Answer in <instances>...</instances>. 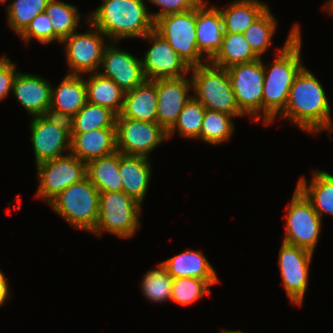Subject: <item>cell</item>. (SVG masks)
Listing matches in <instances>:
<instances>
[{"mask_svg": "<svg viewBox=\"0 0 333 333\" xmlns=\"http://www.w3.org/2000/svg\"><path fill=\"white\" fill-rule=\"evenodd\" d=\"M203 1L196 8V41L199 53L210 62L222 47L224 24L220 9Z\"/></svg>", "mask_w": 333, "mask_h": 333, "instance_id": "obj_19", "label": "cell"}, {"mask_svg": "<svg viewBox=\"0 0 333 333\" xmlns=\"http://www.w3.org/2000/svg\"><path fill=\"white\" fill-rule=\"evenodd\" d=\"M16 64L8 57H0V101L12 92L13 82L18 73Z\"/></svg>", "mask_w": 333, "mask_h": 333, "instance_id": "obj_40", "label": "cell"}, {"mask_svg": "<svg viewBox=\"0 0 333 333\" xmlns=\"http://www.w3.org/2000/svg\"><path fill=\"white\" fill-rule=\"evenodd\" d=\"M160 263L173 279L199 278L206 280L211 286L219 282L214 267L199 250H185Z\"/></svg>", "mask_w": 333, "mask_h": 333, "instance_id": "obj_23", "label": "cell"}, {"mask_svg": "<svg viewBox=\"0 0 333 333\" xmlns=\"http://www.w3.org/2000/svg\"><path fill=\"white\" fill-rule=\"evenodd\" d=\"M144 0H102L88 16V22L106 36V40L143 38L154 30V20Z\"/></svg>", "mask_w": 333, "mask_h": 333, "instance_id": "obj_3", "label": "cell"}, {"mask_svg": "<svg viewBox=\"0 0 333 333\" xmlns=\"http://www.w3.org/2000/svg\"><path fill=\"white\" fill-rule=\"evenodd\" d=\"M324 7V10L326 9L327 11V13L329 14V15H333V0H328V1H326V3H325V6H323Z\"/></svg>", "mask_w": 333, "mask_h": 333, "instance_id": "obj_42", "label": "cell"}, {"mask_svg": "<svg viewBox=\"0 0 333 333\" xmlns=\"http://www.w3.org/2000/svg\"><path fill=\"white\" fill-rule=\"evenodd\" d=\"M211 285L204 279L182 277L173 279L171 298L172 302L182 306L192 305L203 298L205 294H210Z\"/></svg>", "mask_w": 333, "mask_h": 333, "instance_id": "obj_37", "label": "cell"}, {"mask_svg": "<svg viewBox=\"0 0 333 333\" xmlns=\"http://www.w3.org/2000/svg\"><path fill=\"white\" fill-rule=\"evenodd\" d=\"M98 219L93 235L101 237L104 231L121 239H129L141 228V207L123 191L100 192Z\"/></svg>", "mask_w": 333, "mask_h": 333, "instance_id": "obj_5", "label": "cell"}, {"mask_svg": "<svg viewBox=\"0 0 333 333\" xmlns=\"http://www.w3.org/2000/svg\"><path fill=\"white\" fill-rule=\"evenodd\" d=\"M205 107L193 96L183 107L174 125L167 131L168 140L178 132L182 138L200 139ZM176 131V132H175Z\"/></svg>", "mask_w": 333, "mask_h": 333, "instance_id": "obj_34", "label": "cell"}, {"mask_svg": "<svg viewBox=\"0 0 333 333\" xmlns=\"http://www.w3.org/2000/svg\"><path fill=\"white\" fill-rule=\"evenodd\" d=\"M313 252L282 242L279 268L286 295L294 305L302 306L308 287Z\"/></svg>", "mask_w": 333, "mask_h": 333, "instance_id": "obj_14", "label": "cell"}, {"mask_svg": "<svg viewBox=\"0 0 333 333\" xmlns=\"http://www.w3.org/2000/svg\"><path fill=\"white\" fill-rule=\"evenodd\" d=\"M277 28V21L268 8L243 33L250 48L259 58L271 47Z\"/></svg>", "mask_w": 333, "mask_h": 333, "instance_id": "obj_33", "label": "cell"}, {"mask_svg": "<svg viewBox=\"0 0 333 333\" xmlns=\"http://www.w3.org/2000/svg\"><path fill=\"white\" fill-rule=\"evenodd\" d=\"M161 8V11L154 12L151 15L154 22L164 15L180 13L197 8L204 0H147Z\"/></svg>", "mask_w": 333, "mask_h": 333, "instance_id": "obj_39", "label": "cell"}, {"mask_svg": "<svg viewBox=\"0 0 333 333\" xmlns=\"http://www.w3.org/2000/svg\"><path fill=\"white\" fill-rule=\"evenodd\" d=\"M193 97L206 109L245 116L239 109L226 68L211 62L190 68Z\"/></svg>", "mask_w": 333, "mask_h": 333, "instance_id": "obj_4", "label": "cell"}, {"mask_svg": "<svg viewBox=\"0 0 333 333\" xmlns=\"http://www.w3.org/2000/svg\"><path fill=\"white\" fill-rule=\"evenodd\" d=\"M51 90L52 84L48 79L19 70L12 87L15 98L32 117L49 115Z\"/></svg>", "mask_w": 333, "mask_h": 333, "instance_id": "obj_18", "label": "cell"}, {"mask_svg": "<svg viewBox=\"0 0 333 333\" xmlns=\"http://www.w3.org/2000/svg\"><path fill=\"white\" fill-rule=\"evenodd\" d=\"M70 153L87 163L117 151L116 128H101L84 133H70Z\"/></svg>", "mask_w": 333, "mask_h": 333, "instance_id": "obj_22", "label": "cell"}, {"mask_svg": "<svg viewBox=\"0 0 333 333\" xmlns=\"http://www.w3.org/2000/svg\"><path fill=\"white\" fill-rule=\"evenodd\" d=\"M116 147L124 155L145 156L168 139L167 131L157 122L116 118Z\"/></svg>", "mask_w": 333, "mask_h": 333, "instance_id": "obj_13", "label": "cell"}, {"mask_svg": "<svg viewBox=\"0 0 333 333\" xmlns=\"http://www.w3.org/2000/svg\"><path fill=\"white\" fill-rule=\"evenodd\" d=\"M268 5L260 0H234L220 9L225 33L243 34L261 16Z\"/></svg>", "mask_w": 333, "mask_h": 333, "instance_id": "obj_26", "label": "cell"}, {"mask_svg": "<svg viewBox=\"0 0 333 333\" xmlns=\"http://www.w3.org/2000/svg\"><path fill=\"white\" fill-rule=\"evenodd\" d=\"M157 90V123L168 131L178 119L180 112L193 96L191 78L153 80Z\"/></svg>", "mask_w": 333, "mask_h": 333, "instance_id": "obj_17", "label": "cell"}, {"mask_svg": "<svg viewBox=\"0 0 333 333\" xmlns=\"http://www.w3.org/2000/svg\"><path fill=\"white\" fill-rule=\"evenodd\" d=\"M99 194L86 177L64 189L48 205L72 227L91 233L98 219Z\"/></svg>", "mask_w": 333, "mask_h": 333, "instance_id": "obj_6", "label": "cell"}, {"mask_svg": "<svg viewBox=\"0 0 333 333\" xmlns=\"http://www.w3.org/2000/svg\"><path fill=\"white\" fill-rule=\"evenodd\" d=\"M288 203L285 209L286 223L282 242L314 253L321 235L323 219L296 187Z\"/></svg>", "mask_w": 333, "mask_h": 333, "instance_id": "obj_8", "label": "cell"}, {"mask_svg": "<svg viewBox=\"0 0 333 333\" xmlns=\"http://www.w3.org/2000/svg\"><path fill=\"white\" fill-rule=\"evenodd\" d=\"M234 116L205 109L200 139L210 145H220L228 141L236 133Z\"/></svg>", "mask_w": 333, "mask_h": 333, "instance_id": "obj_32", "label": "cell"}, {"mask_svg": "<svg viewBox=\"0 0 333 333\" xmlns=\"http://www.w3.org/2000/svg\"><path fill=\"white\" fill-rule=\"evenodd\" d=\"M141 281L143 296L150 302L164 303L170 300L173 278L161 263L158 267L149 269Z\"/></svg>", "mask_w": 333, "mask_h": 333, "instance_id": "obj_36", "label": "cell"}, {"mask_svg": "<svg viewBox=\"0 0 333 333\" xmlns=\"http://www.w3.org/2000/svg\"><path fill=\"white\" fill-rule=\"evenodd\" d=\"M11 1V0H10ZM7 2V0H0V4L2 3H6Z\"/></svg>", "mask_w": 333, "mask_h": 333, "instance_id": "obj_44", "label": "cell"}, {"mask_svg": "<svg viewBox=\"0 0 333 333\" xmlns=\"http://www.w3.org/2000/svg\"><path fill=\"white\" fill-rule=\"evenodd\" d=\"M30 123L35 165L70 152V122L51 115L33 116Z\"/></svg>", "mask_w": 333, "mask_h": 333, "instance_id": "obj_12", "label": "cell"}, {"mask_svg": "<svg viewBox=\"0 0 333 333\" xmlns=\"http://www.w3.org/2000/svg\"><path fill=\"white\" fill-rule=\"evenodd\" d=\"M298 23H294L284 46L277 50L271 63L264 64L262 99L263 125H270L285 109L289 90L296 76L305 67L301 60L302 35ZM269 68V69H268Z\"/></svg>", "mask_w": 333, "mask_h": 333, "instance_id": "obj_1", "label": "cell"}, {"mask_svg": "<svg viewBox=\"0 0 333 333\" xmlns=\"http://www.w3.org/2000/svg\"><path fill=\"white\" fill-rule=\"evenodd\" d=\"M117 115L108 108L86 103L70 120V133L116 128Z\"/></svg>", "mask_w": 333, "mask_h": 333, "instance_id": "obj_31", "label": "cell"}, {"mask_svg": "<svg viewBox=\"0 0 333 333\" xmlns=\"http://www.w3.org/2000/svg\"><path fill=\"white\" fill-rule=\"evenodd\" d=\"M145 156L124 155L119 152V174L122 191L140 205L145 200L150 184L152 166Z\"/></svg>", "mask_w": 333, "mask_h": 333, "instance_id": "obj_21", "label": "cell"}, {"mask_svg": "<svg viewBox=\"0 0 333 333\" xmlns=\"http://www.w3.org/2000/svg\"><path fill=\"white\" fill-rule=\"evenodd\" d=\"M45 12L52 22L54 41L59 44L76 32L77 26L81 28V24L78 23L82 17L76 5H71L61 0H50Z\"/></svg>", "mask_w": 333, "mask_h": 333, "instance_id": "obj_30", "label": "cell"}, {"mask_svg": "<svg viewBox=\"0 0 333 333\" xmlns=\"http://www.w3.org/2000/svg\"><path fill=\"white\" fill-rule=\"evenodd\" d=\"M36 197L49 204L64 189L86 178V163L72 153L36 165Z\"/></svg>", "mask_w": 333, "mask_h": 333, "instance_id": "obj_9", "label": "cell"}, {"mask_svg": "<svg viewBox=\"0 0 333 333\" xmlns=\"http://www.w3.org/2000/svg\"><path fill=\"white\" fill-rule=\"evenodd\" d=\"M256 59L259 57L252 51L243 34L224 33L222 47L210 62L228 69L231 66Z\"/></svg>", "mask_w": 333, "mask_h": 333, "instance_id": "obj_29", "label": "cell"}, {"mask_svg": "<svg viewBox=\"0 0 333 333\" xmlns=\"http://www.w3.org/2000/svg\"><path fill=\"white\" fill-rule=\"evenodd\" d=\"M10 294L9 284L2 270H0V307L7 302L9 296H11Z\"/></svg>", "mask_w": 333, "mask_h": 333, "instance_id": "obj_41", "label": "cell"}, {"mask_svg": "<svg viewBox=\"0 0 333 333\" xmlns=\"http://www.w3.org/2000/svg\"><path fill=\"white\" fill-rule=\"evenodd\" d=\"M154 30L169 43L189 68L206 63L197 49L196 8L159 17L154 22Z\"/></svg>", "mask_w": 333, "mask_h": 333, "instance_id": "obj_7", "label": "cell"}, {"mask_svg": "<svg viewBox=\"0 0 333 333\" xmlns=\"http://www.w3.org/2000/svg\"><path fill=\"white\" fill-rule=\"evenodd\" d=\"M87 103L85 75L66 74L51 90L49 115L70 120Z\"/></svg>", "mask_w": 333, "mask_h": 333, "instance_id": "obj_20", "label": "cell"}, {"mask_svg": "<svg viewBox=\"0 0 333 333\" xmlns=\"http://www.w3.org/2000/svg\"><path fill=\"white\" fill-rule=\"evenodd\" d=\"M240 111L255 122L262 120L264 66L262 58L227 69Z\"/></svg>", "mask_w": 333, "mask_h": 333, "instance_id": "obj_10", "label": "cell"}, {"mask_svg": "<svg viewBox=\"0 0 333 333\" xmlns=\"http://www.w3.org/2000/svg\"><path fill=\"white\" fill-rule=\"evenodd\" d=\"M50 0H11L7 2V23L18 36L26 29L32 19L45 12Z\"/></svg>", "mask_w": 333, "mask_h": 333, "instance_id": "obj_35", "label": "cell"}, {"mask_svg": "<svg viewBox=\"0 0 333 333\" xmlns=\"http://www.w3.org/2000/svg\"><path fill=\"white\" fill-rule=\"evenodd\" d=\"M86 177L99 192L122 191L119 174V152L86 163Z\"/></svg>", "mask_w": 333, "mask_h": 333, "instance_id": "obj_28", "label": "cell"}, {"mask_svg": "<svg viewBox=\"0 0 333 333\" xmlns=\"http://www.w3.org/2000/svg\"><path fill=\"white\" fill-rule=\"evenodd\" d=\"M85 22L89 24V31H76L61 42V45H65V58L70 68L67 74L88 75L99 72L104 48L110 42L105 40L102 31L88 22V16Z\"/></svg>", "mask_w": 333, "mask_h": 333, "instance_id": "obj_11", "label": "cell"}, {"mask_svg": "<svg viewBox=\"0 0 333 333\" xmlns=\"http://www.w3.org/2000/svg\"><path fill=\"white\" fill-rule=\"evenodd\" d=\"M296 188L312 204L314 210L318 213L321 219L323 214L333 216L332 174L323 170H316L313 172L309 182L304 176L300 177Z\"/></svg>", "mask_w": 333, "mask_h": 333, "instance_id": "obj_25", "label": "cell"}, {"mask_svg": "<svg viewBox=\"0 0 333 333\" xmlns=\"http://www.w3.org/2000/svg\"><path fill=\"white\" fill-rule=\"evenodd\" d=\"M142 39L152 44L143 58L141 57L146 79L157 80L190 75V68L155 30L146 34Z\"/></svg>", "mask_w": 333, "mask_h": 333, "instance_id": "obj_15", "label": "cell"}, {"mask_svg": "<svg viewBox=\"0 0 333 333\" xmlns=\"http://www.w3.org/2000/svg\"><path fill=\"white\" fill-rule=\"evenodd\" d=\"M117 118L157 122V90L155 82L146 79L133 90L125 92L123 108Z\"/></svg>", "mask_w": 333, "mask_h": 333, "instance_id": "obj_24", "label": "cell"}, {"mask_svg": "<svg viewBox=\"0 0 333 333\" xmlns=\"http://www.w3.org/2000/svg\"><path fill=\"white\" fill-rule=\"evenodd\" d=\"M25 44H30V40L35 38L43 44L54 42V30L51 19L46 12H42L35 16L26 29L19 35Z\"/></svg>", "mask_w": 333, "mask_h": 333, "instance_id": "obj_38", "label": "cell"}, {"mask_svg": "<svg viewBox=\"0 0 333 333\" xmlns=\"http://www.w3.org/2000/svg\"><path fill=\"white\" fill-rule=\"evenodd\" d=\"M85 84L88 103L108 108L117 116L121 113L125 91L117 83L95 72L85 76Z\"/></svg>", "mask_w": 333, "mask_h": 333, "instance_id": "obj_27", "label": "cell"}, {"mask_svg": "<svg viewBox=\"0 0 333 333\" xmlns=\"http://www.w3.org/2000/svg\"><path fill=\"white\" fill-rule=\"evenodd\" d=\"M117 43L110 41L104 48L99 73L112 79L122 90L127 92L142 84L146 77L141 58L117 47L115 45Z\"/></svg>", "mask_w": 333, "mask_h": 333, "instance_id": "obj_16", "label": "cell"}, {"mask_svg": "<svg viewBox=\"0 0 333 333\" xmlns=\"http://www.w3.org/2000/svg\"><path fill=\"white\" fill-rule=\"evenodd\" d=\"M331 106L322 84L310 70L304 67L296 76L289 90L285 109L278 115L308 134L333 132Z\"/></svg>", "mask_w": 333, "mask_h": 333, "instance_id": "obj_2", "label": "cell"}, {"mask_svg": "<svg viewBox=\"0 0 333 333\" xmlns=\"http://www.w3.org/2000/svg\"><path fill=\"white\" fill-rule=\"evenodd\" d=\"M220 333H245V332H242L240 329L237 331L229 330V329H222Z\"/></svg>", "mask_w": 333, "mask_h": 333, "instance_id": "obj_43", "label": "cell"}]
</instances>
